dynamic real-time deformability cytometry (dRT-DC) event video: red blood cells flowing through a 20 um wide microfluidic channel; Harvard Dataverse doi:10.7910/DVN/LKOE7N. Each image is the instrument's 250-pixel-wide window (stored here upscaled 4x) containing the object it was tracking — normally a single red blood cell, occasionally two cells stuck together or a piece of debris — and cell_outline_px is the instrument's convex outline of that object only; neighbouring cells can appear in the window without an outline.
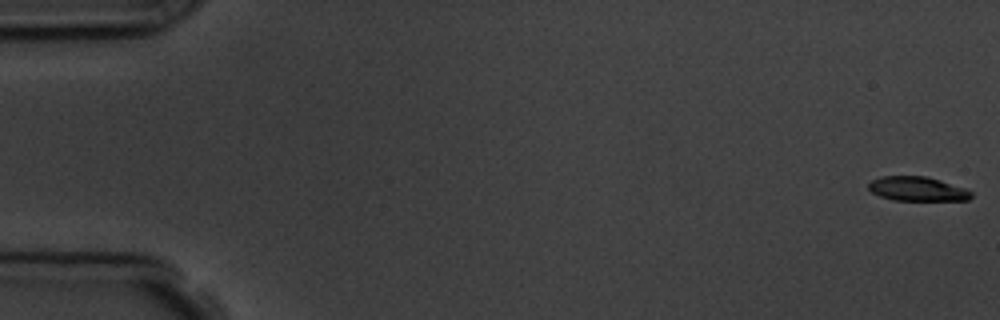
{"species": "common noctule bat (a hibernating species)", "species_latin": "Nyctalus noctula", "temperature_condition": "room temperature", "stored_images_in_passage": 5, "camera_frame_rate_fps": 3000, "um_per_image_px": 0.085, "animal": {"sex": "male", "body_mass_g": 19.5, "forearm_length_mm": 54.6}, "frame": {"image": 1, "passage_image": 1, "time_ms": 0.0, "image_size_px": [1000, 320], "cell_outline_px": [[972, 196], [968, 200], [892, 200], [880, 196], [872, 192], [868, 188], [868, 184], [872, 180], [880, 176], [928, 176], [964, 188], [972, 192]], "centroid_in_image_um": [77.96, 16.05], "position_along_channel_um": 7.0, "area_um2": 14.51}}
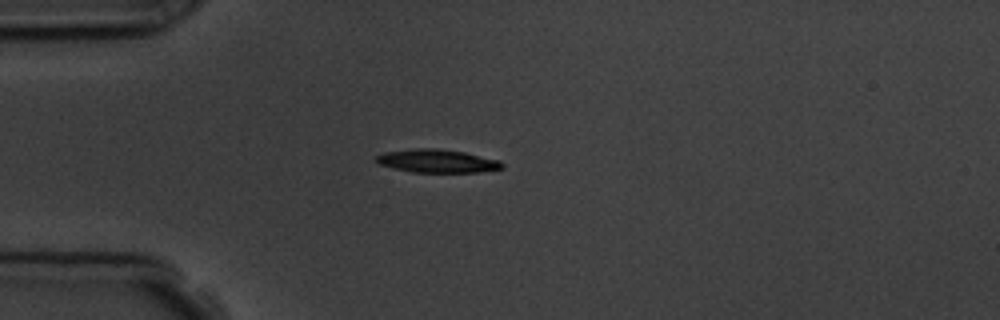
{"frame": {"image": 2, "passage_image": 5, "time_ms": 4.667, "image_size_px": [1000, 320], "cell_outline_px": [[504, 168], [480, 172], [412, 172], [392, 168], [380, 164], [376, 160], [376, 156], [384, 152], [416, 148], [436, 148], [464, 152], [500, 160], [504, 164]], "centroid_in_image_um": [37.18, 13.68], "position_along_channel_um": 47.8, "area_um2": 17.05}}